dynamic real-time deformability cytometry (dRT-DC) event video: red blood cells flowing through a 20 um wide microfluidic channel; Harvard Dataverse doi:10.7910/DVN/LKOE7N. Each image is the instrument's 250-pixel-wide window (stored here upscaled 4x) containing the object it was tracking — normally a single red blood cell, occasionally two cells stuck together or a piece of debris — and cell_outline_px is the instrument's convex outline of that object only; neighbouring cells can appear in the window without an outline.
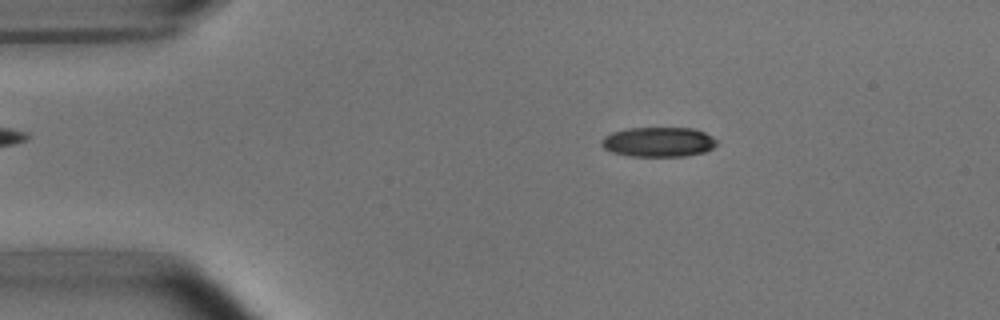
{"species": "common noctule bat (a hibernating species)", "species_latin": "Nyctalus noctula", "temperature_condition": "room temperature", "stored_images_in_passage": 51, "camera_frame_rate_fps": 3000, "um_per_image_px": 0.085, "animal": {"sex": "male", "body_mass_g": 15.6}, "frame": {"image": 1, "passage_image": 8, "time_ms": 2.333, "image_size_px": [1000, 320], "cell_outline_px": [[716, 144], [712, 148], [704, 152], [684, 156], [628, 156], [612, 152], [604, 148], [600, 144], [600, 140], [604, 136], [612, 132], [628, 128], [692, 128], [704, 132], [716, 140]], "centroid_in_image_um": [55.92, 12.07], "position_along_channel_um": 29.1, "area_um2": 19.94}}
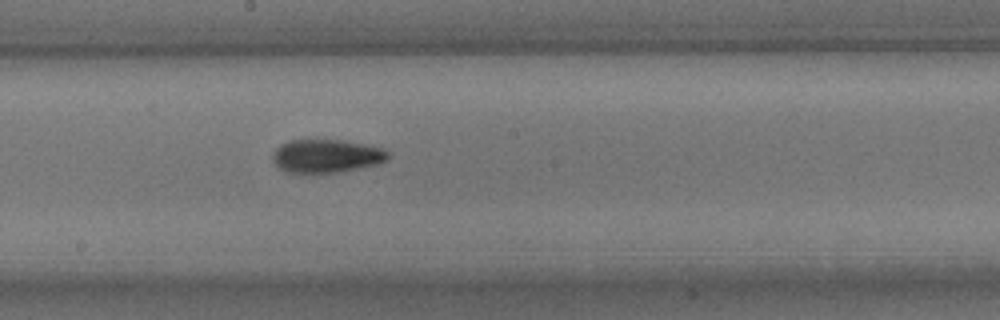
{"frame": {"image": 2, "passage_image": 27, "time_ms": 8.667, "image_size_px": [1000, 320], "cell_outline_px": [[388, 160], [376, 164], [336, 172], [288, 172], [280, 168], [276, 164], [272, 156], [276, 148], [280, 144], [288, 140], [340, 140], [364, 144], [384, 148], [388, 152]], "centroid_in_image_um": [27.74, 13.24], "position_along_channel_um": 220.5, "area_um2": 22.02}}
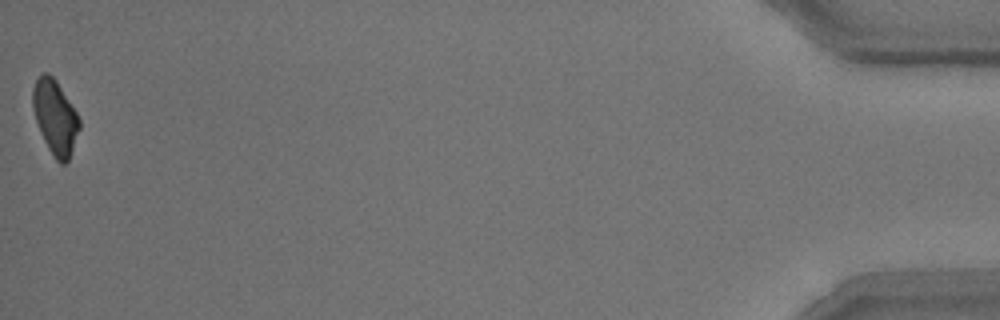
{"frame": {"image": 3, "passage_image": 51, "time_ms": 16.667, "image_size_px": [1000, 320], "cell_outline_px": [[80, 128], [68, 160], [64, 164], [60, 164], [56, 160], [48, 148], [40, 132], [32, 108], [32, 88], [36, 80], [44, 72], [48, 72], [56, 80], [76, 112], [80, 120]], "centroid_in_image_um": [4.67, 9.96], "position_along_channel_um": 430.5, "area_um2": 20.0}, "authors_computed_cell_mechanics": {"area_um2": 21.2126, "velocity_mm_per_s": 3.8066, "shape_relaxation_time_tau1_ms": 3.9222, "shape_relaxation_time_tau2_ms": 2.8297, "deformation_change_tau1": 0.1353, "deformation_change_tau2": 0.1005}}